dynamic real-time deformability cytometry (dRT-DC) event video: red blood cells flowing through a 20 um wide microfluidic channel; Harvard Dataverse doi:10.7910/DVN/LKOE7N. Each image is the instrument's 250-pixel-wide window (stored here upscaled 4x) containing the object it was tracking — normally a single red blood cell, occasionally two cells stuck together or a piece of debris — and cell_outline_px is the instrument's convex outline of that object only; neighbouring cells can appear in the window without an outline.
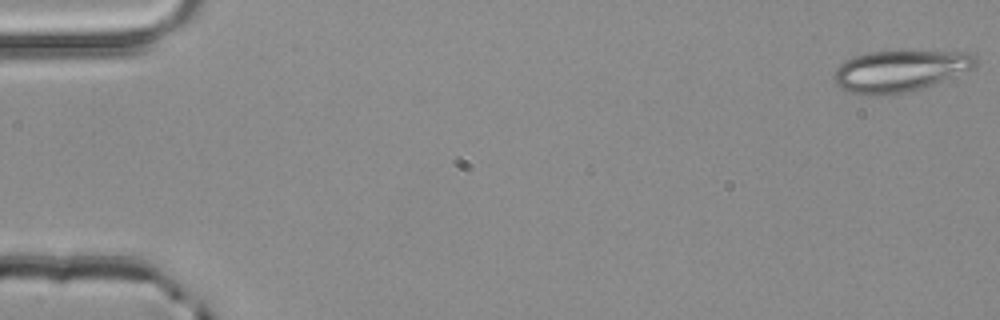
{"species": "common noctule bat (a hibernating species)", "species_latin": "Nyctalus noctula", "temperature_condition": "room temperature", "stored_images_in_passage": 5, "camera_frame_rate_fps": 3000, "um_per_image_px": 0.085, "animal": {"sex": "male", "body_mass_g": 20.4}, "frame": {"image": 1, "passage_image": 1, "time_ms": 0.0, "image_size_px": [1000, 320], "cell_outline_px": [[980, 60], [972, 68], [924, 88], [904, 92], [872, 96], [864, 96], [848, 92], [840, 88], [836, 84], [832, 76], [836, 68], [844, 60], [868, 52], [972, 52]], "centroid_in_image_um": [76.45, 6.04], "position_along_channel_um": 8.6, "area_um2": 34.1}}